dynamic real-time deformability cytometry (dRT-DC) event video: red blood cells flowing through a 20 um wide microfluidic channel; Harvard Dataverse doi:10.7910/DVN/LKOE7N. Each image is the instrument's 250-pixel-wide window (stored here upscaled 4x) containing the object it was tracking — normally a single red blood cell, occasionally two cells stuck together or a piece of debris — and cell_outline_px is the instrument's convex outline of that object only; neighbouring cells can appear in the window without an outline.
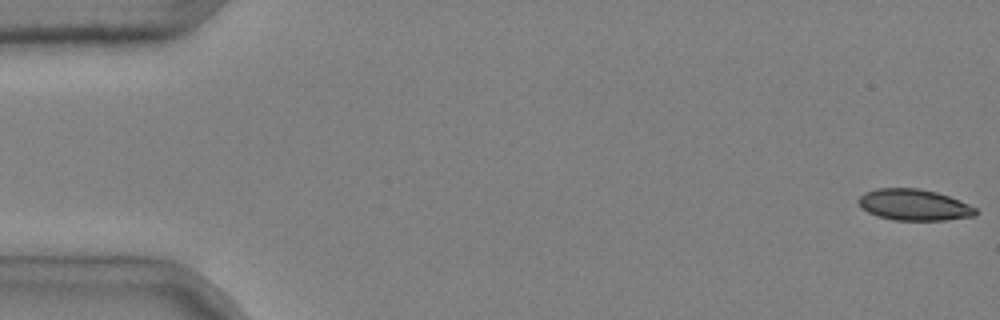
{"species": "common noctule bat (a hibernating species)", "species_latin": "Nyctalus noctula", "temperature_condition": "cold", "stored_images_in_passage": 4, "camera_frame_rate_fps": 3000, "um_per_image_px": 0.085, "animal": {"sex": "male", "body_mass_g": 20.4}, "frame": {"image": 1, "passage_image": 1, "time_ms": 0.0, "image_size_px": [1000, 320], "cell_outline_px": [[976, 216], [944, 220], [892, 220], [876, 216], [860, 208], [856, 200], [864, 192], [876, 188], [916, 188], [936, 192], [960, 200], [976, 208]], "centroid_in_image_um": [77.64, 17.41], "position_along_channel_um": 7.4, "area_um2": 21.5}}
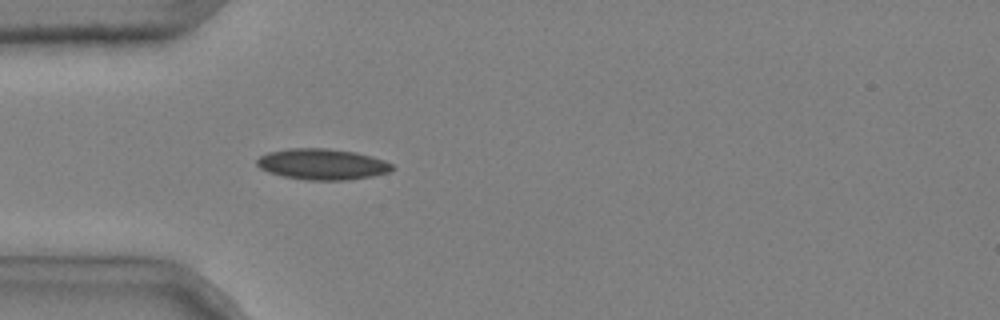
{"frame": {"image": 2, "passage_image": 4, "time_ms": 1.0, "image_size_px": [1000, 320], "cell_outline_px": [[396, 168], [388, 172], [372, 176], [348, 180], [308, 180], [284, 176], [268, 172], [260, 168], [256, 164], [256, 160], [260, 156], [268, 152], [288, 148], [328, 148], [356, 152], [372, 156], [384, 160], [392, 164]], "centroid_in_image_um": [27.4, 13.95], "position_along_channel_um": 57.6, "area_um2": 24.51}}